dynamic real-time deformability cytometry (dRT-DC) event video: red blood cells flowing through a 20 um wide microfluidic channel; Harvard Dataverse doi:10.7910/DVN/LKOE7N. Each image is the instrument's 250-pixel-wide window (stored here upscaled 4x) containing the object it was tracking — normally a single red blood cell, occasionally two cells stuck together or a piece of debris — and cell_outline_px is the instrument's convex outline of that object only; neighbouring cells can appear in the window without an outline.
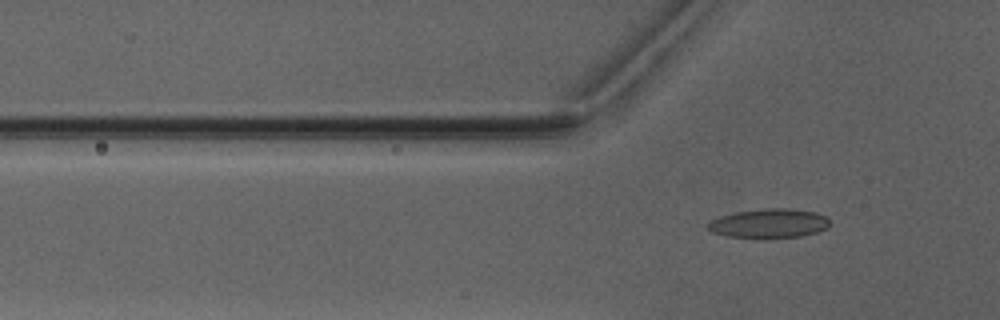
{"species": "Egyptian fruit bat (a non-hibernating species)", "species_latin": "Rousettus aegyptiacus", "temperature_condition": "warm", "stored_images_in_passage": 5, "camera_frame_rate_fps": 3000, "um_per_image_px": 0.085, "animal": {"sex": "male"}, "frame": {"image": 1, "passage_image": 5, "time_ms": 5.667, "image_size_px": [1000, 320], "cell_outline_px": [[828, 228], [816, 232], [800, 236], [728, 236], [712, 232], [708, 228], [708, 224], [712, 220], [720, 216], [736, 212], [764, 208], [788, 208], [816, 212], [828, 216]], "centroid_in_image_um": [65.41, 18.95], "position_along_channel_um": 60.4, "area_um2": 20.11}}